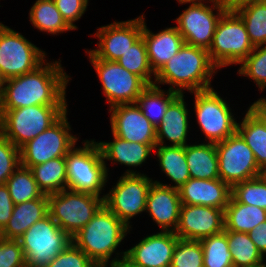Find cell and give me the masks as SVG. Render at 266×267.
I'll use <instances>...</instances> for the list:
<instances>
[{
  "instance_id": "cell-1",
  "label": "cell",
  "mask_w": 266,
  "mask_h": 267,
  "mask_svg": "<svg viewBox=\"0 0 266 267\" xmlns=\"http://www.w3.org/2000/svg\"><path fill=\"white\" fill-rule=\"evenodd\" d=\"M72 78L62 67L60 58L46 60L36 70L6 79L0 99V109H15L33 105L68 106L66 92Z\"/></svg>"
},
{
  "instance_id": "cell-2",
  "label": "cell",
  "mask_w": 266,
  "mask_h": 267,
  "mask_svg": "<svg viewBox=\"0 0 266 267\" xmlns=\"http://www.w3.org/2000/svg\"><path fill=\"white\" fill-rule=\"evenodd\" d=\"M218 68L211 62L208 50L184 44L155 74L154 85H169L179 94H190L212 88Z\"/></svg>"
},
{
  "instance_id": "cell-3",
  "label": "cell",
  "mask_w": 266,
  "mask_h": 267,
  "mask_svg": "<svg viewBox=\"0 0 266 267\" xmlns=\"http://www.w3.org/2000/svg\"><path fill=\"white\" fill-rule=\"evenodd\" d=\"M130 231V228L103 205L93 218L72 236V242L98 267H107L126 255V251L120 252L117 249Z\"/></svg>"
},
{
  "instance_id": "cell-4",
  "label": "cell",
  "mask_w": 266,
  "mask_h": 267,
  "mask_svg": "<svg viewBox=\"0 0 266 267\" xmlns=\"http://www.w3.org/2000/svg\"><path fill=\"white\" fill-rule=\"evenodd\" d=\"M83 141L82 147L75 145L65 156L67 188L104 199L109 176L101 150L95 139Z\"/></svg>"
},
{
  "instance_id": "cell-5",
  "label": "cell",
  "mask_w": 266,
  "mask_h": 267,
  "mask_svg": "<svg viewBox=\"0 0 266 267\" xmlns=\"http://www.w3.org/2000/svg\"><path fill=\"white\" fill-rule=\"evenodd\" d=\"M68 106L33 105L0 109V133L20 148L54 124Z\"/></svg>"
},
{
  "instance_id": "cell-6",
  "label": "cell",
  "mask_w": 266,
  "mask_h": 267,
  "mask_svg": "<svg viewBox=\"0 0 266 267\" xmlns=\"http://www.w3.org/2000/svg\"><path fill=\"white\" fill-rule=\"evenodd\" d=\"M253 49L241 17L235 11H225L216 25L208 50L211 62L218 69L239 65Z\"/></svg>"
},
{
  "instance_id": "cell-7",
  "label": "cell",
  "mask_w": 266,
  "mask_h": 267,
  "mask_svg": "<svg viewBox=\"0 0 266 267\" xmlns=\"http://www.w3.org/2000/svg\"><path fill=\"white\" fill-rule=\"evenodd\" d=\"M192 94L196 123L207 143L221 142L237 131L230 104L213 87Z\"/></svg>"
},
{
  "instance_id": "cell-8",
  "label": "cell",
  "mask_w": 266,
  "mask_h": 267,
  "mask_svg": "<svg viewBox=\"0 0 266 267\" xmlns=\"http://www.w3.org/2000/svg\"><path fill=\"white\" fill-rule=\"evenodd\" d=\"M18 241L23 250L26 267H48L72 242V237L48 214L34 223Z\"/></svg>"
},
{
  "instance_id": "cell-9",
  "label": "cell",
  "mask_w": 266,
  "mask_h": 267,
  "mask_svg": "<svg viewBox=\"0 0 266 267\" xmlns=\"http://www.w3.org/2000/svg\"><path fill=\"white\" fill-rule=\"evenodd\" d=\"M104 205V199L70 189L48 195V213L71 237L82 229Z\"/></svg>"
},
{
  "instance_id": "cell-10",
  "label": "cell",
  "mask_w": 266,
  "mask_h": 267,
  "mask_svg": "<svg viewBox=\"0 0 266 267\" xmlns=\"http://www.w3.org/2000/svg\"><path fill=\"white\" fill-rule=\"evenodd\" d=\"M67 115L68 110L44 132L20 147V165L31 168L68 154L79 136L72 134Z\"/></svg>"
},
{
  "instance_id": "cell-11",
  "label": "cell",
  "mask_w": 266,
  "mask_h": 267,
  "mask_svg": "<svg viewBox=\"0 0 266 267\" xmlns=\"http://www.w3.org/2000/svg\"><path fill=\"white\" fill-rule=\"evenodd\" d=\"M45 52L0 22V72L5 80L36 70L47 60Z\"/></svg>"
},
{
  "instance_id": "cell-12",
  "label": "cell",
  "mask_w": 266,
  "mask_h": 267,
  "mask_svg": "<svg viewBox=\"0 0 266 267\" xmlns=\"http://www.w3.org/2000/svg\"><path fill=\"white\" fill-rule=\"evenodd\" d=\"M93 66L109 108L118 104L136 103L139 95L149 86L140 76L121 67L117 61L95 57L85 49Z\"/></svg>"
},
{
  "instance_id": "cell-13",
  "label": "cell",
  "mask_w": 266,
  "mask_h": 267,
  "mask_svg": "<svg viewBox=\"0 0 266 267\" xmlns=\"http://www.w3.org/2000/svg\"><path fill=\"white\" fill-rule=\"evenodd\" d=\"M153 178L146 174H122L106 192L104 205L132 230L131 219L145 213L146 199Z\"/></svg>"
},
{
  "instance_id": "cell-14",
  "label": "cell",
  "mask_w": 266,
  "mask_h": 267,
  "mask_svg": "<svg viewBox=\"0 0 266 267\" xmlns=\"http://www.w3.org/2000/svg\"><path fill=\"white\" fill-rule=\"evenodd\" d=\"M215 146L220 179L230 187L262 175L254 153L237 131Z\"/></svg>"
},
{
  "instance_id": "cell-15",
  "label": "cell",
  "mask_w": 266,
  "mask_h": 267,
  "mask_svg": "<svg viewBox=\"0 0 266 267\" xmlns=\"http://www.w3.org/2000/svg\"><path fill=\"white\" fill-rule=\"evenodd\" d=\"M143 14L126 21H114L103 25L93 33L97 37L96 48L88 49L95 57L106 61H116L141 36Z\"/></svg>"
},
{
  "instance_id": "cell-16",
  "label": "cell",
  "mask_w": 266,
  "mask_h": 267,
  "mask_svg": "<svg viewBox=\"0 0 266 267\" xmlns=\"http://www.w3.org/2000/svg\"><path fill=\"white\" fill-rule=\"evenodd\" d=\"M226 10L206 5L189 4L174 20L185 44L209 50L216 25Z\"/></svg>"
},
{
  "instance_id": "cell-17",
  "label": "cell",
  "mask_w": 266,
  "mask_h": 267,
  "mask_svg": "<svg viewBox=\"0 0 266 267\" xmlns=\"http://www.w3.org/2000/svg\"><path fill=\"white\" fill-rule=\"evenodd\" d=\"M108 111L111 134L129 142L157 144L156 127L142 113L137 103L118 104Z\"/></svg>"
},
{
  "instance_id": "cell-18",
  "label": "cell",
  "mask_w": 266,
  "mask_h": 267,
  "mask_svg": "<svg viewBox=\"0 0 266 267\" xmlns=\"http://www.w3.org/2000/svg\"><path fill=\"white\" fill-rule=\"evenodd\" d=\"M225 229L224 210L203 205L181 204L175 234L179 239L200 241Z\"/></svg>"
},
{
  "instance_id": "cell-19",
  "label": "cell",
  "mask_w": 266,
  "mask_h": 267,
  "mask_svg": "<svg viewBox=\"0 0 266 267\" xmlns=\"http://www.w3.org/2000/svg\"><path fill=\"white\" fill-rule=\"evenodd\" d=\"M178 239L172 231L152 233L127 249L125 256L141 267H171Z\"/></svg>"
},
{
  "instance_id": "cell-20",
  "label": "cell",
  "mask_w": 266,
  "mask_h": 267,
  "mask_svg": "<svg viewBox=\"0 0 266 267\" xmlns=\"http://www.w3.org/2000/svg\"><path fill=\"white\" fill-rule=\"evenodd\" d=\"M180 208L178 189L152 182L146 199L145 212L160 231L175 232L179 223Z\"/></svg>"
},
{
  "instance_id": "cell-21",
  "label": "cell",
  "mask_w": 266,
  "mask_h": 267,
  "mask_svg": "<svg viewBox=\"0 0 266 267\" xmlns=\"http://www.w3.org/2000/svg\"><path fill=\"white\" fill-rule=\"evenodd\" d=\"M111 142L98 141L96 142L101 150L103 162L106 165V170L109 175V161L112 165L119 164L128 167L123 174H145L137 172V167H142L143 163H147L151 153H154V148L157 144H141L138 142H129L112 134ZM132 167V169L130 168ZM135 168V170L133 169Z\"/></svg>"
},
{
  "instance_id": "cell-22",
  "label": "cell",
  "mask_w": 266,
  "mask_h": 267,
  "mask_svg": "<svg viewBox=\"0 0 266 267\" xmlns=\"http://www.w3.org/2000/svg\"><path fill=\"white\" fill-rule=\"evenodd\" d=\"M181 204L203 205L225 210L231 197V187L220 178L188 179L179 189Z\"/></svg>"
},
{
  "instance_id": "cell-23",
  "label": "cell",
  "mask_w": 266,
  "mask_h": 267,
  "mask_svg": "<svg viewBox=\"0 0 266 267\" xmlns=\"http://www.w3.org/2000/svg\"><path fill=\"white\" fill-rule=\"evenodd\" d=\"M187 107L184 94H179L169 104L161 123L156 127L157 145L186 146L188 144L191 127L189 126L190 117H188L190 110Z\"/></svg>"
},
{
  "instance_id": "cell-24",
  "label": "cell",
  "mask_w": 266,
  "mask_h": 267,
  "mask_svg": "<svg viewBox=\"0 0 266 267\" xmlns=\"http://www.w3.org/2000/svg\"><path fill=\"white\" fill-rule=\"evenodd\" d=\"M143 40L146 45L149 64L156 74L185 44V41L175 26L166 27L152 32L145 22L143 13Z\"/></svg>"
},
{
  "instance_id": "cell-25",
  "label": "cell",
  "mask_w": 266,
  "mask_h": 267,
  "mask_svg": "<svg viewBox=\"0 0 266 267\" xmlns=\"http://www.w3.org/2000/svg\"><path fill=\"white\" fill-rule=\"evenodd\" d=\"M48 214V195L45 194L41 198L15 204L0 237L18 240L34 223Z\"/></svg>"
},
{
  "instance_id": "cell-26",
  "label": "cell",
  "mask_w": 266,
  "mask_h": 267,
  "mask_svg": "<svg viewBox=\"0 0 266 267\" xmlns=\"http://www.w3.org/2000/svg\"><path fill=\"white\" fill-rule=\"evenodd\" d=\"M158 165L162 173L171 180L170 184L154 180L157 183L179 189L188 179L190 172L185 156V146L156 145L154 148ZM174 183V184H173Z\"/></svg>"
},
{
  "instance_id": "cell-27",
  "label": "cell",
  "mask_w": 266,
  "mask_h": 267,
  "mask_svg": "<svg viewBox=\"0 0 266 267\" xmlns=\"http://www.w3.org/2000/svg\"><path fill=\"white\" fill-rule=\"evenodd\" d=\"M241 122H237V132L254 153L258 166L266 168V117L260 116L250 106Z\"/></svg>"
},
{
  "instance_id": "cell-28",
  "label": "cell",
  "mask_w": 266,
  "mask_h": 267,
  "mask_svg": "<svg viewBox=\"0 0 266 267\" xmlns=\"http://www.w3.org/2000/svg\"><path fill=\"white\" fill-rule=\"evenodd\" d=\"M185 156L190 178L207 180L220 178L215 143L205 141L203 143H189L185 146Z\"/></svg>"
},
{
  "instance_id": "cell-29",
  "label": "cell",
  "mask_w": 266,
  "mask_h": 267,
  "mask_svg": "<svg viewBox=\"0 0 266 267\" xmlns=\"http://www.w3.org/2000/svg\"><path fill=\"white\" fill-rule=\"evenodd\" d=\"M265 221V209L239 203L232 196L224 210V230L249 233L254 227Z\"/></svg>"
},
{
  "instance_id": "cell-30",
  "label": "cell",
  "mask_w": 266,
  "mask_h": 267,
  "mask_svg": "<svg viewBox=\"0 0 266 267\" xmlns=\"http://www.w3.org/2000/svg\"><path fill=\"white\" fill-rule=\"evenodd\" d=\"M29 20L40 32L58 35L73 29L63 19L53 0H36L29 10Z\"/></svg>"
},
{
  "instance_id": "cell-31",
  "label": "cell",
  "mask_w": 266,
  "mask_h": 267,
  "mask_svg": "<svg viewBox=\"0 0 266 267\" xmlns=\"http://www.w3.org/2000/svg\"><path fill=\"white\" fill-rule=\"evenodd\" d=\"M38 187L45 195L55 194L67 189L65 157H59L31 168Z\"/></svg>"
},
{
  "instance_id": "cell-32",
  "label": "cell",
  "mask_w": 266,
  "mask_h": 267,
  "mask_svg": "<svg viewBox=\"0 0 266 267\" xmlns=\"http://www.w3.org/2000/svg\"><path fill=\"white\" fill-rule=\"evenodd\" d=\"M167 91V92H166ZM179 95L170 89L164 90L156 85H149L137 99V105L148 120L157 127L164 117L169 104Z\"/></svg>"
},
{
  "instance_id": "cell-33",
  "label": "cell",
  "mask_w": 266,
  "mask_h": 267,
  "mask_svg": "<svg viewBox=\"0 0 266 267\" xmlns=\"http://www.w3.org/2000/svg\"><path fill=\"white\" fill-rule=\"evenodd\" d=\"M224 231L227 234L233 267H251L266 263L265 257L257 249L248 233Z\"/></svg>"
},
{
  "instance_id": "cell-34",
  "label": "cell",
  "mask_w": 266,
  "mask_h": 267,
  "mask_svg": "<svg viewBox=\"0 0 266 267\" xmlns=\"http://www.w3.org/2000/svg\"><path fill=\"white\" fill-rule=\"evenodd\" d=\"M245 23L251 44L266 45V1L260 0L235 11Z\"/></svg>"
},
{
  "instance_id": "cell-35",
  "label": "cell",
  "mask_w": 266,
  "mask_h": 267,
  "mask_svg": "<svg viewBox=\"0 0 266 267\" xmlns=\"http://www.w3.org/2000/svg\"><path fill=\"white\" fill-rule=\"evenodd\" d=\"M14 204L41 198L44 194L38 187L30 168L19 165L5 184Z\"/></svg>"
},
{
  "instance_id": "cell-36",
  "label": "cell",
  "mask_w": 266,
  "mask_h": 267,
  "mask_svg": "<svg viewBox=\"0 0 266 267\" xmlns=\"http://www.w3.org/2000/svg\"><path fill=\"white\" fill-rule=\"evenodd\" d=\"M116 61L129 72L140 76L148 85L154 84L155 73L149 64L143 36L134 42Z\"/></svg>"
},
{
  "instance_id": "cell-37",
  "label": "cell",
  "mask_w": 266,
  "mask_h": 267,
  "mask_svg": "<svg viewBox=\"0 0 266 267\" xmlns=\"http://www.w3.org/2000/svg\"><path fill=\"white\" fill-rule=\"evenodd\" d=\"M203 249V267H233L225 231L200 240Z\"/></svg>"
},
{
  "instance_id": "cell-38",
  "label": "cell",
  "mask_w": 266,
  "mask_h": 267,
  "mask_svg": "<svg viewBox=\"0 0 266 267\" xmlns=\"http://www.w3.org/2000/svg\"><path fill=\"white\" fill-rule=\"evenodd\" d=\"M231 196L239 203L266 210V179L263 175L238 182L231 187Z\"/></svg>"
},
{
  "instance_id": "cell-39",
  "label": "cell",
  "mask_w": 266,
  "mask_h": 267,
  "mask_svg": "<svg viewBox=\"0 0 266 267\" xmlns=\"http://www.w3.org/2000/svg\"><path fill=\"white\" fill-rule=\"evenodd\" d=\"M239 65L237 71L239 76L253 80L260 92L266 89V45L254 47Z\"/></svg>"
},
{
  "instance_id": "cell-40",
  "label": "cell",
  "mask_w": 266,
  "mask_h": 267,
  "mask_svg": "<svg viewBox=\"0 0 266 267\" xmlns=\"http://www.w3.org/2000/svg\"><path fill=\"white\" fill-rule=\"evenodd\" d=\"M171 267H203V249L200 241L178 239Z\"/></svg>"
},
{
  "instance_id": "cell-41",
  "label": "cell",
  "mask_w": 266,
  "mask_h": 267,
  "mask_svg": "<svg viewBox=\"0 0 266 267\" xmlns=\"http://www.w3.org/2000/svg\"><path fill=\"white\" fill-rule=\"evenodd\" d=\"M19 165L20 148L0 133V185L6 184Z\"/></svg>"
},
{
  "instance_id": "cell-42",
  "label": "cell",
  "mask_w": 266,
  "mask_h": 267,
  "mask_svg": "<svg viewBox=\"0 0 266 267\" xmlns=\"http://www.w3.org/2000/svg\"><path fill=\"white\" fill-rule=\"evenodd\" d=\"M48 267H98L81 249L71 242Z\"/></svg>"
},
{
  "instance_id": "cell-43",
  "label": "cell",
  "mask_w": 266,
  "mask_h": 267,
  "mask_svg": "<svg viewBox=\"0 0 266 267\" xmlns=\"http://www.w3.org/2000/svg\"><path fill=\"white\" fill-rule=\"evenodd\" d=\"M0 267H26L23 250L18 240L0 237Z\"/></svg>"
},
{
  "instance_id": "cell-44",
  "label": "cell",
  "mask_w": 266,
  "mask_h": 267,
  "mask_svg": "<svg viewBox=\"0 0 266 267\" xmlns=\"http://www.w3.org/2000/svg\"><path fill=\"white\" fill-rule=\"evenodd\" d=\"M66 23L75 31V24L87 11L89 0H53Z\"/></svg>"
},
{
  "instance_id": "cell-45",
  "label": "cell",
  "mask_w": 266,
  "mask_h": 267,
  "mask_svg": "<svg viewBox=\"0 0 266 267\" xmlns=\"http://www.w3.org/2000/svg\"><path fill=\"white\" fill-rule=\"evenodd\" d=\"M14 205L8 187L5 184L0 185V232L11 218Z\"/></svg>"
},
{
  "instance_id": "cell-46",
  "label": "cell",
  "mask_w": 266,
  "mask_h": 267,
  "mask_svg": "<svg viewBox=\"0 0 266 267\" xmlns=\"http://www.w3.org/2000/svg\"><path fill=\"white\" fill-rule=\"evenodd\" d=\"M248 235L260 253L266 257V221L254 227Z\"/></svg>"
},
{
  "instance_id": "cell-47",
  "label": "cell",
  "mask_w": 266,
  "mask_h": 267,
  "mask_svg": "<svg viewBox=\"0 0 266 267\" xmlns=\"http://www.w3.org/2000/svg\"><path fill=\"white\" fill-rule=\"evenodd\" d=\"M176 1L180 5L181 4L206 5V6H213L225 9V0H176Z\"/></svg>"
},
{
  "instance_id": "cell-48",
  "label": "cell",
  "mask_w": 266,
  "mask_h": 267,
  "mask_svg": "<svg viewBox=\"0 0 266 267\" xmlns=\"http://www.w3.org/2000/svg\"><path fill=\"white\" fill-rule=\"evenodd\" d=\"M260 0H225V10L226 11H236L239 8L254 3Z\"/></svg>"
},
{
  "instance_id": "cell-49",
  "label": "cell",
  "mask_w": 266,
  "mask_h": 267,
  "mask_svg": "<svg viewBox=\"0 0 266 267\" xmlns=\"http://www.w3.org/2000/svg\"><path fill=\"white\" fill-rule=\"evenodd\" d=\"M249 106L254 109L260 116L266 117V96L264 98L261 96L258 100L254 101Z\"/></svg>"
},
{
  "instance_id": "cell-50",
  "label": "cell",
  "mask_w": 266,
  "mask_h": 267,
  "mask_svg": "<svg viewBox=\"0 0 266 267\" xmlns=\"http://www.w3.org/2000/svg\"><path fill=\"white\" fill-rule=\"evenodd\" d=\"M107 267H141V266L134 264L126 256H123L117 259L115 262L108 265Z\"/></svg>"
},
{
  "instance_id": "cell-51",
  "label": "cell",
  "mask_w": 266,
  "mask_h": 267,
  "mask_svg": "<svg viewBox=\"0 0 266 267\" xmlns=\"http://www.w3.org/2000/svg\"><path fill=\"white\" fill-rule=\"evenodd\" d=\"M5 78L2 76L1 72H0V99H1V96H2V93H3V87H4V84H5Z\"/></svg>"
},
{
  "instance_id": "cell-52",
  "label": "cell",
  "mask_w": 266,
  "mask_h": 267,
  "mask_svg": "<svg viewBox=\"0 0 266 267\" xmlns=\"http://www.w3.org/2000/svg\"><path fill=\"white\" fill-rule=\"evenodd\" d=\"M262 175H263V176L265 177V179H266V168L263 170Z\"/></svg>"
},
{
  "instance_id": "cell-53",
  "label": "cell",
  "mask_w": 266,
  "mask_h": 267,
  "mask_svg": "<svg viewBox=\"0 0 266 267\" xmlns=\"http://www.w3.org/2000/svg\"><path fill=\"white\" fill-rule=\"evenodd\" d=\"M251 267H266V263H264L263 265L251 266Z\"/></svg>"
}]
</instances>
